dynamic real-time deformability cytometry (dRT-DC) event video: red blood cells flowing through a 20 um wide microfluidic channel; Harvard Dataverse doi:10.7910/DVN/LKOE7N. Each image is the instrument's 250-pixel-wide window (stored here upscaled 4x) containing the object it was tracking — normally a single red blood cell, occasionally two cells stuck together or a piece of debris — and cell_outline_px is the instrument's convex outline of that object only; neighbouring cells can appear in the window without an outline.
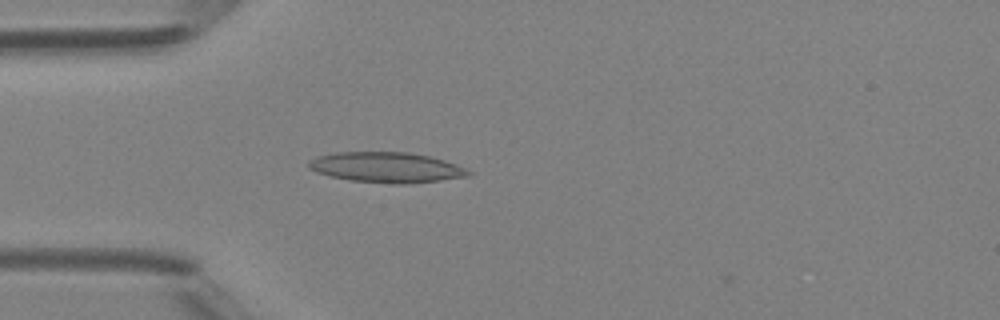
{"species": "Egyptian fruit bat (a non-hibernating species)", "species_latin": "Rousettus aegyptiacus", "temperature_condition": "room temperature", "stored_images_in_passage": 46, "camera_frame_rate_fps": 3000, "um_per_image_px": 0.085, "animal": {"sex": "female"}, "frame": {"image": 1, "passage_image": 12, "time_ms": 3.667, "image_size_px": [1000, 320], "cell_outline_px": [[472, 172], [468, 176], [440, 180], [408, 184], [392, 184], [352, 180], [328, 176], [316, 172], [308, 168], [308, 160], [316, 156], [336, 152], [408, 152], [432, 156], [456, 164]], "centroid_in_image_um": [32.82, 14.22], "position_along_channel_um": 52.2, "area_um2": 28.44}}
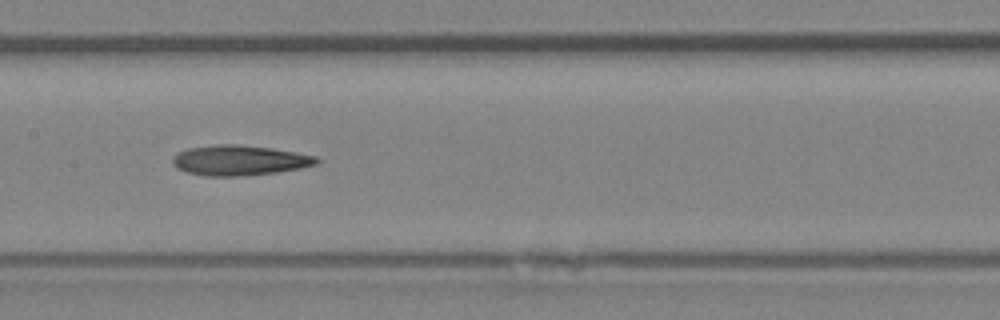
{"frame": {"image": 2, "passage_image": 22, "time_ms": 7.0, "image_size_px": [1000, 320], "cell_outline_px": [[320, 164], [300, 168], [276, 172], [236, 176], [204, 176], [188, 172], [176, 168], [172, 164], [172, 156], [176, 152], [188, 148], [220, 144], [236, 144], [272, 148], [296, 152], [316, 156], [320, 160]], "centroid_in_image_um": [20.34, 13.62], "position_along_channel_um": 187.1, "area_um2": 25.43}}
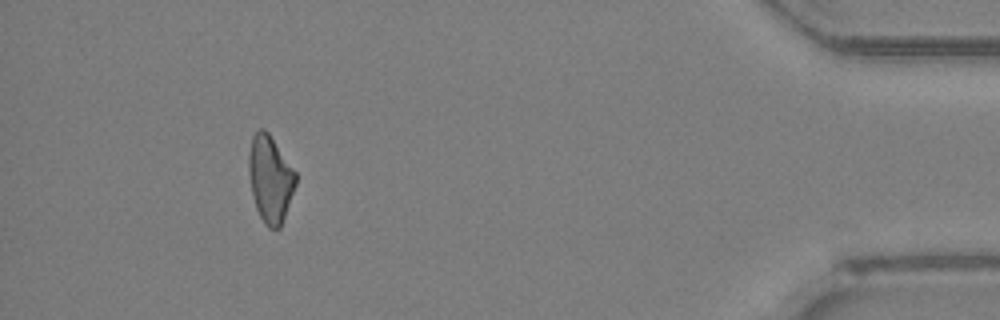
{"frame": {"image": 3, "passage_image": 42, "time_ms": 13.667, "image_size_px": [1000, 320], "cell_outline_px": [[296, 184], [280, 228], [268, 228], [264, 224], [256, 208], [252, 192], [248, 172], [248, 156], [252, 136], [260, 128], [264, 128], [268, 132], [296, 172]], "centroid_in_image_um": [22.96, 15.2], "position_along_channel_um": 412.2, "area_um2": 23.58}}